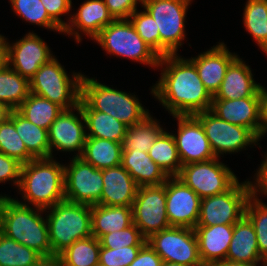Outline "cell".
Instances as JSON below:
<instances>
[{
	"label": "cell",
	"instance_id": "d4e9b609",
	"mask_svg": "<svg viewBox=\"0 0 267 266\" xmlns=\"http://www.w3.org/2000/svg\"><path fill=\"white\" fill-rule=\"evenodd\" d=\"M226 260L245 263L260 262L259 264L263 262L260 266H267L260 256L254 227L245 215L234 224Z\"/></svg>",
	"mask_w": 267,
	"mask_h": 266
},
{
	"label": "cell",
	"instance_id": "e0dca14e",
	"mask_svg": "<svg viewBox=\"0 0 267 266\" xmlns=\"http://www.w3.org/2000/svg\"><path fill=\"white\" fill-rule=\"evenodd\" d=\"M178 121L177 134H173L183 165L205 162L216 158L201 122L194 116H173Z\"/></svg>",
	"mask_w": 267,
	"mask_h": 266
},
{
	"label": "cell",
	"instance_id": "44dd1931",
	"mask_svg": "<svg viewBox=\"0 0 267 266\" xmlns=\"http://www.w3.org/2000/svg\"><path fill=\"white\" fill-rule=\"evenodd\" d=\"M210 111L222 120L248 128L259 140V91L241 99H212Z\"/></svg>",
	"mask_w": 267,
	"mask_h": 266
},
{
	"label": "cell",
	"instance_id": "7402d4cb",
	"mask_svg": "<svg viewBox=\"0 0 267 266\" xmlns=\"http://www.w3.org/2000/svg\"><path fill=\"white\" fill-rule=\"evenodd\" d=\"M103 190L99 205L132 207L138 185L120 164L102 169Z\"/></svg>",
	"mask_w": 267,
	"mask_h": 266
},
{
	"label": "cell",
	"instance_id": "2e32d148",
	"mask_svg": "<svg viewBox=\"0 0 267 266\" xmlns=\"http://www.w3.org/2000/svg\"><path fill=\"white\" fill-rule=\"evenodd\" d=\"M201 198L177 176L166 180V212L170 226L195 228Z\"/></svg>",
	"mask_w": 267,
	"mask_h": 266
},
{
	"label": "cell",
	"instance_id": "f907efd6",
	"mask_svg": "<svg viewBox=\"0 0 267 266\" xmlns=\"http://www.w3.org/2000/svg\"><path fill=\"white\" fill-rule=\"evenodd\" d=\"M8 65V48L5 36L0 40V71Z\"/></svg>",
	"mask_w": 267,
	"mask_h": 266
},
{
	"label": "cell",
	"instance_id": "f1b7e54d",
	"mask_svg": "<svg viewBox=\"0 0 267 266\" xmlns=\"http://www.w3.org/2000/svg\"><path fill=\"white\" fill-rule=\"evenodd\" d=\"M9 119L24 142L27 151L35 158H50L48 130L28 121L17 110H12Z\"/></svg>",
	"mask_w": 267,
	"mask_h": 266
},
{
	"label": "cell",
	"instance_id": "681fc988",
	"mask_svg": "<svg viewBox=\"0 0 267 266\" xmlns=\"http://www.w3.org/2000/svg\"><path fill=\"white\" fill-rule=\"evenodd\" d=\"M259 113V141H261L260 139L267 133V89L263 85L259 88Z\"/></svg>",
	"mask_w": 267,
	"mask_h": 266
},
{
	"label": "cell",
	"instance_id": "f35d334b",
	"mask_svg": "<svg viewBox=\"0 0 267 266\" xmlns=\"http://www.w3.org/2000/svg\"><path fill=\"white\" fill-rule=\"evenodd\" d=\"M245 216L254 227L260 256L267 263V204L252 194L246 204Z\"/></svg>",
	"mask_w": 267,
	"mask_h": 266
},
{
	"label": "cell",
	"instance_id": "c3c4849f",
	"mask_svg": "<svg viewBox=\"0 0 267 266\" xmlns=\"http://www.w3.org/2000/svg\"><path fill=\"white\" fill-rule=\"evenodd\" d=\"M264 160L256 171L254 177L255 181L252 183L253 195L258 197V194L267 195V153ZM254 183V184H253Z\"/></svg>",
	"mask_w": 267,
	"mask_h": 266
},
{
	"label": "cell",
	"instance_id": "603a6c76",
	"mask_svg": "<svg viewBox=\"0 0 267 266\" xmlns=\"http://www.w3.org/2000/svg\"><path fill=\"white\" fill-rule=\"evenodd\" d=\"M194 230L202 264H216L226 260L234 224L196 226Z\"/></svg>",
	"mask_w": 267,
	"mask_h": 266
},
{
	"label": "cell",
	"instance_id": "ffe728a7",
	"mask_svg": "<svg viewBox=\"0 0 267 266\" xmlns=\"http://www.w3.org/2000/svg\"><path fill=\"white\" fill-rule=\"evenodd\" d=\"M237 56L229 51L224 42H220L189 60L195 65L205 89L213 97L220 88L228 66Z\"/></svg>",
	"mask_w": 267,
	"mask_h": 266
},
{
	"label": "cell",
	"instance_id": "7c38bea8",
	"mask_svg": "<svg viewBox=\"0 0 267 266\" xmlns=\"http://www.w3.org/2000/svg\"><path fill=\"white\" fill-rule=\"evenodd\" d=\"M194 116L201 122L214 155L218 158L224 153H238L248 146L258 145V138L248 128L222 120L210 110Z\"/></svg>",
	"mask_w": 267,
	"mask_h": 266
},
{
	"label": "cell",
	"instance_id": "db71d44e",
	"mask_svg": "<svg viewBox=\"0 0 267 266\" xmlns=\"http://www.w3.org/2000/svg\"><path fill=\"white\" fill-rule=\"evenodd\" d=\"M258 263H245V262H236L223 260L221 262L216 263V266H257Z\"/></svg>",
	"mask_w": 267,
	"mask_h": 266
},
{
	"label": "cell",
	"instance_id": "5b68a950",
	"mask_svg": "<svg viewBox=\"0 0 267 266\" xmlns=\"http://www.w3.org/2000/svg\"><path fill=\"white\" fill-rule=\"evenodd\" d=\"M81 98L93 109L113 116L128 127L141 122L150 115L138 96L99 83L95 77L83 74Z\"/></svg>",
	"mask_w": 267,
	"mask_h": 266
},
{
	"label": "cell",
	"instance_id": "d6a6232c",
	"mask_svg": "<svg viewBox=\"0 0 267 266\" xmlns=\"http://www.w3.org/2000/svg\"><path fill=\"white\" fill-rule=\"evenodd\" d=\"M148 155L168 177L179 175L182 163L172 133L165 130L153 143Z\"/></svg>",
	"mask_w": 267,
	"mask_h": 266
},
{
	"label": "cell",
	"instance_id": "ab89813d",
	"mask_svg": "<svg viewBox=\"0 0 267 266\" xmlns=\"http://www.w3.org/2000/svg\"><path fill=\"white\" fill-rule=\"evenodd\" d=\"M0 153L15 158L22 164L35 159L27 151L24 142L15 130L14 123L9 118L0 124Z\"/></svg>",
	"mask_w": 267,
	"mask_h": 266
},
{
	"label": "cell",
	"instance_id": "7dc6e473",
	"mask_svg": "<svg viewBox=\"0 0 267 266\" xmlns=\"http://www.w3.org/2000/svg\"><path fill=\"white\" fill-rule=\"evenodd\" d=\"M162 264L161 257L146 243L129 266H162Z\"/></svg>",
	"mask_w": 267,
	"mask_h": 266
},
{
	"label": "cell",
	"instance_id": "f5cc1de1",
	"mask_svg": "<svg viewBox=\"0 0 267 266\" xmlns=\"http://www.w3.org/2000/svg\"><path fill=\"white\" fill-rule=\"evenodd\" d=\"M11 111L12 109L7 104L0 101V124L9 118Z\"/></svg>",
	"mask_w": 267,
	"mask_h": 266
},
{
	"label": "cell",
	"instance_id": "8fae6325",
	"mask_svg": "<svg viewBox=\"0 0 267 266\" xmlns=\"http://www.w3.org/2000/svg\"><path fill=\"white\" fill-rule=\"evenodd\" d=\"M146 241L163 262L179 263L186 266L202 264L193 228L171 226L152 234Z\"/></svg>",
	"mask_w": 267,
	"mask_h": 266
},
{
	"label": "cell",
	"instance_id": "4dcf8cb0",
	"mask_svg": "<svg viewBox=\"0 0 267 266\" xmlns=\"http://www.w3.org/2000/svg\"><path fill=\"white\" fill-rule=\"evenodd\" d=\"M16 110L31 123L48 130L64 109L56 103L30 92Z\"/></svg>",
	"mask_w": 267,
	"mask_h": 266
},
{
	"label": "cell",
	"instance_id": "b9f144b4",
	"mask_svg": "<svg viewBox=\"0 0 267 266\" xmlns=\"http://www.w3.org/2000/svg\"><path fill=\"white\" fill-rule=\"evenodd\" d=\"M147 239L139 228L132 223L125 229L103 235L99 241L102 247L118 249L126 246H144Z\"/></svg>",
	"mask_w": 267,
	"mask_h": 266
},
{
	"label": "cell",
	"instance_id": "9f6ffc18",
	"mask_svg": "<svg viewBox=\"0 0 267 266\" xmlns=\"http://www.w3.org/2000/svg\"><path fill=\"white\" fill-rule=\"evenodd\" d=\"M199 266H216L215 264H201Z\"/></svg>",
	"mask_w": 267,
	"mask_h": 266
},
{
	"label": "cell",
	"instance_id": "f546056e",
	"mask_svg": "<svg viewBox=\"0 0 267 266\" xmlns=\"http://www.w3.org/2000/svg\"><path fill=\"white\" fill-rule=\"evenodd\" d=\"M80 157L100 170L118 166L121 164L122 144L107 139L87 137Z\"/></svg>",
	"mask_w": 267,
	"mask_h": 266
},
{
	"label": "cell",
	"instance_id": "ac0fdd59",
	"mask_svg": "<svg viewBox=\"0 0 267 266\" xmlns=\"http://www.w3.org/2000/svg\"><path fill=\"white\" fill-rule=\"evenodd\" d=\"M8 65L22 77L30 80L36 71L54 57L49 46L36 33L29 32L22 39L10 44Z\"/></svg>",
	"mask_w": 267,
	"mask_h": 266
},
{
	"label": "cell",
	"instance_id": "ba28073f",
	"mask_svg": "<svg viewBox=\"0 0 267 266\" xmlns=\"http://www.w3.org/2000/svg\"><path fill=\"white\" fill-rule=\"evenodd\" d=\"M191 3L192 0H142V7L154 18L159 30L160 57L178 54L184 44L185 18Z\"/></svg>",
	"mask_w": 267,
	"mask_h": 266
},
{
	"label": "cell",
	"instance_id": "4316f807",
	"mask_svg": "<svg viewBox=\"0 0 267 266\" xmlns=\"http://www.w3.org/2000/svg\"><path fill=\"white\" fill-rule=\"evenodd\" d=\"M79 105L85 119L87 137L122 143L127 125L109 114L93 110L82 98H80Z\"/></svg>",
	"mask_w": 267,
	"mask_h": 266
},
{
	"label": "cell",
	"instance_id": "8992f818",
	"mask_svg": "<svg viewBox=\"0 0 267 266\" xmlns=\"http://www.w3.org/2000/svg\"><path fill=\"white\" fill-rule=\"evenodd\" d=\"M67 74L56 56L42 65L29 80L30 92L56 103L64 110L79 104L81 98V79L83 74Z\"/></svg>",
	"mask_w": 267,
	"mask_h": 266
},
{
	"label": "cell",
	"instance_id": "d590c367",
	"mask_svg": "<svg viewBox=\"0 0 267 266\" xmlns=\"http://www.w3.org/2000/svg\"><path fill=\"white\" fill-rule=\"evenodd\" d=\"M30 94L29 80L9 65L0 71V101L16 110Z\"/></svg>",
	"mask_w": 267,
	"mask_h": 266
},
{
	"label": "cell",
	"instance_id": "83f0119b",
	"mask_svg": "<svg viewBox=\"0 0 267 266\" xmlns=\"http://www.w3.org/2000/svg\"><path fill=\"white\" fill-rule=\"evenodd\" d=\"M133 223L132 207L91 206L92 236L98 240L105 234L125 229Z\"/></svg>",
	"mask_w": 267,
	"mask_h": 266
},
{
	"label": "cell",
	"instance_id": "cb8c5ba5",
	"mask_svg": "<svg viewBox=\"0 0 267 266\" xmlns=\"http://www.w3.org/2000/svg\"><path fill=\"white\" fill-rule=\"evenodd\" d=\"M250 66L236 57L228 66L220 88L212 99L234 100L255 95L261 86L254 80Z\"/></svg>",
	"mask_w": 267,
	"mask_h": 266
},
{
	"label": "cell",
	"instance_id": "74e56055",
	"mask_svg": "<svg viewBox=\"0 0 267 266\" xmlns=\"http://www.w3.org/2000/svg\"><path fill=\"white\" fill-rule=\"evenodd\" d=\"M15 14L40 27L63 33V29L48 15L41 0H9Z\"/></svg>",
	"mask_w": 267,
	"mask_h": 266
},
{
	"label": "cell",
	"instance_id": "52a82bcc",
	"mask_svg": "<svg viewBox=\"0 0 267 266\" xmlns=\"http://www.w3.org/2000/svg\"><path fill=\"white\" fill-rule=\"evenodd\" d=\"M93 40L107 54L158 68L160 57L138 35L129 19L113 20Z\"/></svg>",
	"mask_w": 267,
	"mask_h": 266
},
{
	"label": "cell",
	"instance_id": "484cf974",
	"mask_svg": "<svg viewBox=\"0 0 267 266\" xmlns=\"http://www.w3.org/2000/svg\"><path fill=\"white\" fill-rule=\"evenodd\" d=\"M121 165L130 173L138 187L162 185L168 178L147 152L122 150Z\"/></svg>",
	"mask_w": 267,
	"mask_h": 266
},
{
	"label": "cell",
	"instance_id": "7bdbcfd3",
	"mask_svg": "<svg viewBox=\"0 0 267 266\" xmlns=\"http://www.w3.org/2000/svg\"><path fill=\"white\" fill-rule=\"evenodd\" d=\"M143 246H126L118 249L100 247L99 266H129Z\"/></svg>",
	"mask_w": 267,
	"mask_h": 266
},
{
	"label": "cell",
	"instance_id": "11a10c76",
	"mask_svg": "<svg viewBox=\"0 0 267 266\" xmlns=\"http://www.w3.org/2000/svg\"><path fill=\"white\" fill-rule=\"evenodd\" d=\"M162 266H186V265L173 262H163Z\"/></svg>",
	"mask_w": 267,
	"mask_h": 266
},
{
	"label": "cell",
	"instance_id": "9a60e30c",
	"mask_svg": "<svg viewBox=\"0 0 267 266\" xmlns=\"http://www.w3.org/2000/svg\"><path fill=\"white\" fill-rule=\"evenodd\" d=\"M86 138V124L81 106L78 104L72 109L63 110L48 129L50 157H54L53 149L75 152L73 157H80Z\"/></svg>",
	"mask_w": 267,
	"mask_h": 266
},
{
	"label": "cell",
	"instance_id": "8d00e7d4",
	"mask_svg": "<svg viewBox=\"0 0 267 266\" xmlns=\"http://www.w3.org/2000/svg\"><path fill=\"white\" fill-rule=\"evenodd\" d=\"M43 257L0 232V266H32Z\"/></svg>",
	"mask_w": 267,
	"mask_h": 266
},
{
	"label": "cell",
	"instance_id": "4fadbf2b",
	"mask_svg": "<svg viewBox=\"0 0 267 266\" xmlns=\"http://www.w3.org/2000/svg\"><path fill=\"white\" fill-rule=\"evenodd\" d=\"M132 216L133 223L146 239L171 227L166 212V182L158 186L138 187Z\"/></svg>",
	"mask_w": 267,
	"mask_h": 266
},
{
	"label": "cell",
	"instance_id": "ee69618b",
	"mask_svg": "<svg viewBox=\"0 0 267 266\" xmlns=\"http://www.w3.org/2000/svg\"><path fill=\"white\" fill-rule=\"evenodd\" d=\"M22 163L15 158L0 153V183L12 181L18 187L20 183Z\"/></svg>",
	"mask_w": 267,
	"mask_h": 266
},
{
	"label": "cell",
	"instance_id": "bcb514c9",
	"mask_svg": "<svg viewBox=\"0 0 267 266\" xmlns=\"http://www.w3.org/2000/svg\"><path fill=\"white\" fill-rule=\"evenodd\" d=\"M48 15L64 29L68 23L63 21L60 17L71 13L72 0H41Z\"/></svg>",
	"mask_w": 267,
	"mask_h": 266
},
{
	"label": "cell",
	"instance_id": "836d02e7",
	"mask_svg": "<svg viewBox=\"0 0 267 266\" xmlns=\"http://www.w3.org/2000/svg\"><path fill=\"white\" fill-rule=\"evenodd\" d=\"M243 24L261 51L267 55V0H247Z\"/></svg>",
	"mask_w": 267,
	"mask_h": 266
},
{
	"label": "cell",
	"instance_id": "d6986e66",
	"mask_svg": "<svg viewBox=\"0 0 267 266\" xmlns=\"http://www.w3.org/2000/svg\"><path fill=\"white\" fill-rule=\"evenodd\" d=\"M70 15L68 25L63 29V35L74 36L78 43L83 39L80 33L86 34L85 36L93 40L114 20L103 0H85L76 14Z\"/></svg>",
	"mask_w": 267,
	"mask_h": 266
},
{
	"label": "cell",
	"instance_id": "816d5d0a",
	"mask_svg": "<svg viewBox=\"0 0 267 266\" xmlns=\"http://www.w3.org/2000/svg\"><path fill=\"white\" fill-rule=\"evenodd\" d=\"M32 266H61V263L58 257H43Z\"/></svg>",
	"mask_w": 267,
	"mask_h": 266
},
{
	"label": "cell",
	"instance_id": "30bf717a",
	"mask_svg": "<svg viewBox=\"0 0 267 266\" xmlns=\"http://www.w3.org/2000/svg\"><path fill=\"white\" fill-rule=\"evenodd\" d=\"M220 158L183 165L179 175L201 199L229 190L238 178Z\"/></svg>",
	"mask_w": 267,
	"mask_h": 266
},
{
	"label": "cell",
	"instance_id": "1f68e13d",
	"mask_svg": "<svg viewBox=\"0 0 267 266\" xmlns=\"http://www.w3.org/2000/svg\"><path fill=\"white\" fill-rule=\"evenodd\" d=\"M165 130L153 115H149L139 123L127 128L126 135L122 141V150H133L147 152L156 139Z\"/></svg>",
	"mask_w": 267,
	"mask_h": 266
},
{
	"label": "cell",
	"instance_id": "60d3db41",
	"mask_svg": "<svg viewBox=\"0 0 267 266\" xmlns=\"http://www.w3.org/2000/svg\"><path fill=\"white\" fill-rule=\"evenodd\" d=\"M129 20L138 35L160 57V34L154 18L146 10L141 12L135 10Z\"/></svg>",
	"mask_w": 267,
	"mask_h": 266
},
{
	"label": "cell",
	"instance_id": "6da1fadb",
	"mask_svg": "<svg viewBox=\"0 0 267 266\" xmlns=\"http://www.w3.org/2000/svg\"><path fill=\"white\" fill-rule=\"evenodd\" d=\"M161 76L151 94L172 116H189L208 111L212 96L205 89L195 65L179 54L159 58ZM165 67V68H164Z\"/></svg>",
	"mask_w": 267,
	"mask_h": 266
},
{
	"label": "cell",
	"instance_id": "5bb4252c",
	"mask_svg": "<svg viewBox=\"0 0 267 266\" xmlns=\"http://www.w3.org/2000/svg\"><path fill=\"white\" fill-rule=\"evenodd\" d=\"M64 164V196L70 202L96 205L103 190L102 170L73 157L70 164Z\"/></svg>",
	"mask_w": 267,
	"mask_h": 266
},
{
	"label": "cell",
	"instance_id": "e575fe53",
	"mask_svg": "<svg viewBox=\"0 0 267 266\" xmlns=\"http://www.w3.org/2000/svg\"><path fill=\"white\" fill-rule=\"evenodd\" d=\"M100 241L94 237L77 240L59 256L61 266H99Z\"/></svg>",
	"mask_w": 267,
	"mask_h": 266
},
{
	"label": "cell",
	"instance_id": "7a4b0ae2",
	"mask_svg": "<svg viewBox=\"0 0 267 266\" xmlns=\"http://www.w3.org/2000/svg\"><path fill=\"white\" fill-rule=\"evenodd\" d=\"M44 209L22 204L16 198L0 194V232L42 257H52L48 224ZM45 218V219H44Z\"/></svg>",
	"mask_w": 267,
	"mask_h": 266
},
{
	"label": "cell",
	"instance_id": "3957f363",
	"mask_svg": "<svg viewBox=\"0 0 267 266\" xmlns=\"http://www.w3.org/2000/svg\"><path fill=\"white\" fill-rule=\"evenodd\" d=\"M18 188L24 201L16 199L18 202L44 210L53 207L65 200L64 165L53 157L22 164Z\"/></svg>",
	"mask_w": 267,
	"mask_h": 266
},
{
	"label": "cell",
	"instance_id": "9c48e42d",
	"mask_svg": "<svg viewBox=\"0 0 267 266\" xmlns=\"http://www.w3.org/2000/svg\"><path fill=\"white\" fill-rule=\"evenodd\" d=\"M251 181H237L229 190L202 198L197 226L235 224L245 215L248 199L252 196Z\"/></svg>",
	"mask_w": 267,
	"mask_h": 266
},
{
	"label": "cell",
	"instance_id": "277c9868",
	"mask_svg": "<svg viewBox=\"0 0 267 266\" xmlns=\"http://www.w3.org/2000/svg\"><path fill=\"white\" fill-rule=\"evenodd\" d=\"M44 212L49 213L45 217L52 257H58L75 241L92 236L90 205L63 200Z\"/></svg>",
	"mask_w": 267,
	"mask_h": 266
},
{
	"label": "cell",
	"instance_id": "f6af8a7d",
	"mask_svg": "<svg viewBox=\"0 0 267 266\" xmlns=\"http://www.w3.org/2000/svg\"><path fill=\"white\" fill-rule=\"evenodd\" d=\"M114 20L129 19L142 0H103Z\"/></svg>",
	"mask_w": 267,
	"mask_h": 266
}]
</instances>
